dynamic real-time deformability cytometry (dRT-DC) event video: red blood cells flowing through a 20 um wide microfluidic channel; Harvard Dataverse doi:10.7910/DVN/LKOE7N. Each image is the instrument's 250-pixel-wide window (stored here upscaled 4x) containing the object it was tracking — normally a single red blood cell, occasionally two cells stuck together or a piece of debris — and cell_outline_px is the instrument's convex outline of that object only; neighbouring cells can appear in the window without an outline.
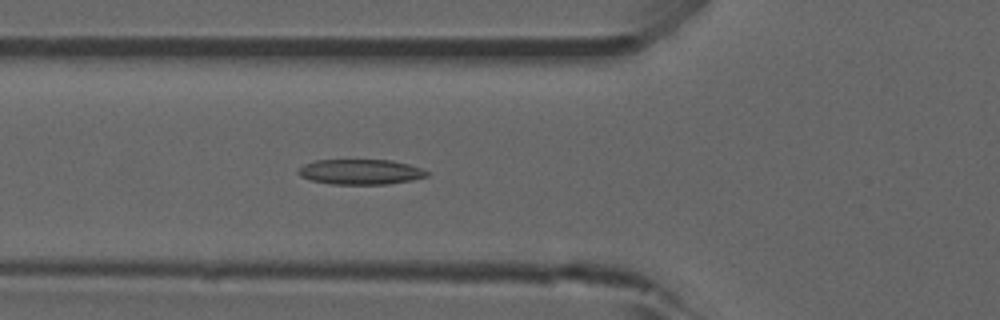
{"species": "common noctule bat (a hibernating species)", "species_latin": "Nyctalus noctula", "temperature_condition": "room temperature", "stored_images_in_passage": 48, "camera_frame_rate_fps": 3000, "um_per_image_px": 0.085, "animal": {"sex": "male", "forearm_length_mm": 52.5}, "frame": {"image": 1, "passage_image": 14, "time_ms": 4.333, "image_size_px": [1000, 320], "cell_outline_px": [[432, 172], [428, 176], [412, 180], [388, 184], [332, 184], [312, 180], [300, 176], [296, 172], [304, 164], [316, 160], [392, 160], [408, 164]], "centroid_in_image_um": [30.67, 14.61], "position_along_channel_um": 95.1, "area_um2": 18.9}, "authors_computed_cell_mechanics": {"area_um2": 18.4382, "velocity_mm_per_s": 3.8883, "shape_relaxation_time_tau1_ms": null, "shape_relaxation_time_tau2_ms": 2.5202, "deformation_change_tau1": null, "deformation_change_tau2": 0.0951}}